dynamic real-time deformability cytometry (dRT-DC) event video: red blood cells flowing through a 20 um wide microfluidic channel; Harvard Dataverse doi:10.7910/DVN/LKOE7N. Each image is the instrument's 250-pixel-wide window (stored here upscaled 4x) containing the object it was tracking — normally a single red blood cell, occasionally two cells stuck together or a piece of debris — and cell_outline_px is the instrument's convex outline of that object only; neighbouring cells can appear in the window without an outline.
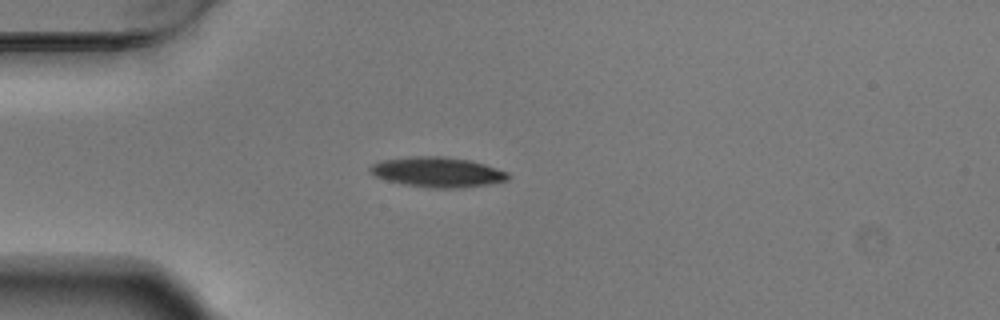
{"species": "Egyptian fruit bat (a non-hibernating species)", "species_latin": "Rousettus aegyptiacus", "temperature_condition": "warm", "stored_images_in_passage": 41, "camera_frame_rate_fps": 3000, "um_per_image_px": 0.085, "animal": {"sex": "male"}, "frame": {"image": 1, "passage_image": 1, "time_ms": 0.0, "image_size_px": [1000, 320], "cell_outline_px": [[512, 176], [508, 180], [488, 184], [460, 188], [428, 188], [404, 184], [388, 180], [376, 176], [368, 172], [368, 168], [372, 164], [380, 160], [408, 156], [444, 156], [468, 160], [484, 164], [508, 172]], "centroid_in_image_um": [37.17, 14.62], "position_along_channel_um": 47.8, "area_um2": 24.33}}
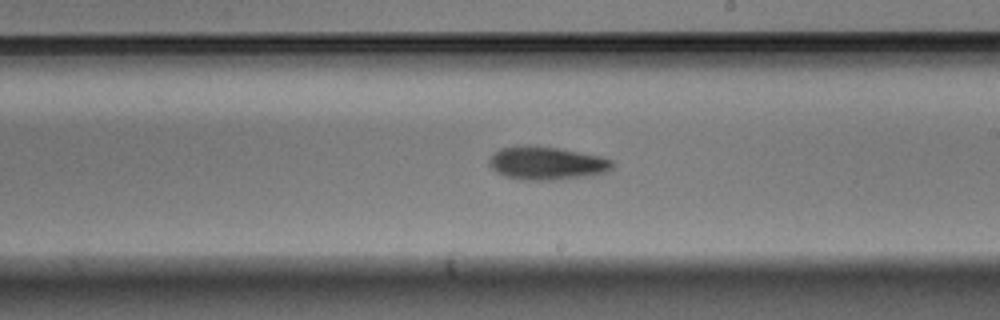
{"frame": {"image": 2, "passage_image": 18, "time_ms": 5.667, "image_size_px": [1000, 320], "cell_outline_px": [[616, 164], [608, 172], [592, 176], [560, 180], [520, 180], [504, 176], [496, 172], [488, 164], [488, 160], [492, 152], [500, 148], [516, 144], [532, 144], [560, 148], [600, 156], [612, 160]], "centroid_in_image_um": [46.45, 13.86], "position_along_channel_um": 242.6, "area_um2": 24.8}}
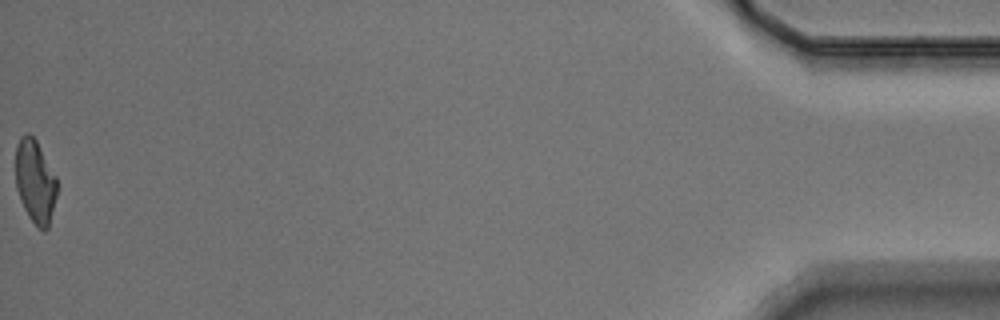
{"frame": {"image": 3, "passage_image": 41, "time_ms": 13.333, "image_size_px": [1000, 320], "cell_outline_px": [[56, 196], [48, 228], [44, 232], [28, 216], [24, 208], [16, 188], [16, 144], [20, 136], [24, 132], [28, 132], [36, 140], [56, 176]], "centroid_in_image_um": [2.97, 15.39], "position_along_channel_um": 432.2, "area_um2": 19.94}, "authors_computed_cell_mechanics": {"area_um2": 22.542, "velocity_mm_per_s": 3.7283, "shape_relaxation_time_tau1_ms": 3.7027, "shape_relaxation_time_tau2_ms": null, "deformation_change_tau1": 0.136, "deformation_change_tau2": null}}